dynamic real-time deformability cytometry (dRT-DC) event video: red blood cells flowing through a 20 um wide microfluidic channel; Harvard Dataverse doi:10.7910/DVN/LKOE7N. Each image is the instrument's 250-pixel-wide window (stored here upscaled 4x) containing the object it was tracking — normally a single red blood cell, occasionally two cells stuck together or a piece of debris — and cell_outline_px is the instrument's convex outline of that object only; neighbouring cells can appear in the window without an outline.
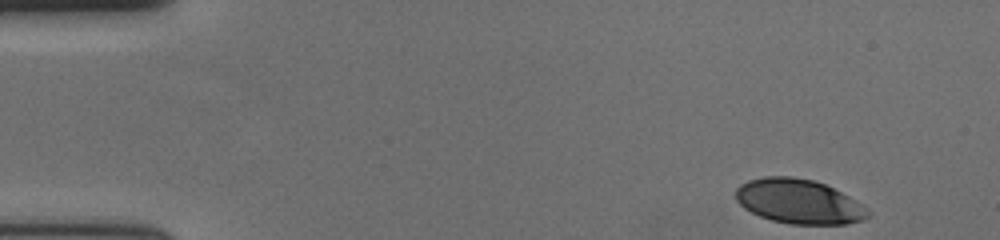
{"species": "human", "species_latin": "Homo sapiens", "temperature_condition": "cold", "stored_images_in_passage": 53, "camera_frame_rate_fps": 3000, "um_per_image_px": 0.085, "donor": {"sex": "female"}, "frame": {"image": 1, "passage_image": 1, "time_ms": 0.0, "image_size_px": [1000, 240], "cell_outline_px": [[872, 212], [864, 220], [848, 224], [788, 224], [772, 220], [760, 216], [744, 208], [736, 200], [736, 188], [740, 184], [748, 180], [764, 176], [792, 176], [812, 180], [824, 184], [856, 200], [868, 208]], "centroid_in_image_um": [67.91, 17.13], "position_along_channel_um": 17.1, "area_um2": 34.39}}
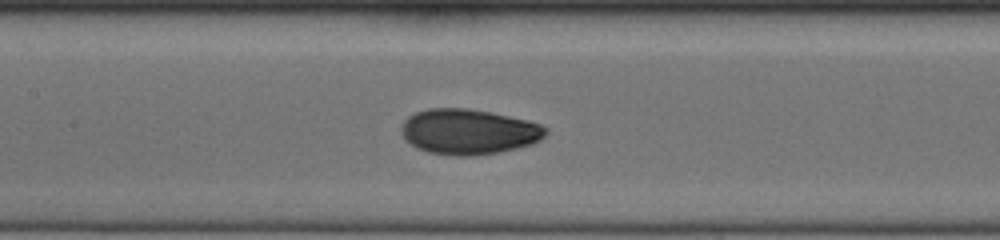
{"frame": {"image": 2, "passage_image": 23, "time_ms": 7.333, "image_size_px": [1000, 240], "cell_outline_px": [[548, 132], [540, 140], [532, 144], [516, 148], [496, 152], [472, 156], [456, 156], [428, 152], [416, 148], [404, 140], [400, 132], [400, 128], [404, 120], [408, 116], [416, 112], [428, 108], [468, 108], [528, 120], [540, 124], [548, 128]], "centroid_in_image_um": [39.8, 11.19], "position_along_channel_um": 167.6, "area_um2": 38.32}}
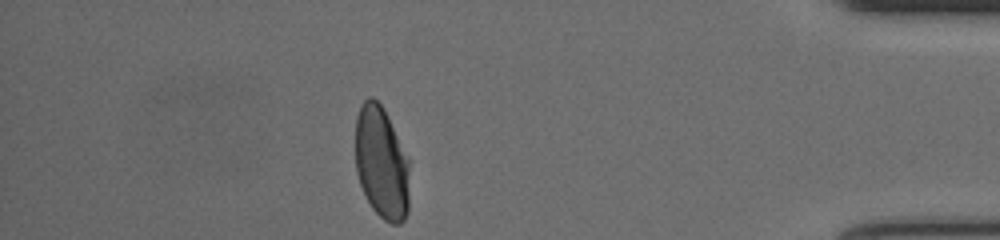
{"frame": {"image": 3, "passage_image": 46, "time_ms": 15.0, "image_size_px": [1000, 240], "cell_outline_px": [[408, 212], [404, 220], [400, 224], [392, 224], [384, 220], [372, 208], [360, 184], [356, 172], [356, 116], [360, 104], [368, 96], [372, 96], [384, 108], [408, 160]], "centroid_in_image_um": [32.41, 13.83], "position_along_channel_um": 402.8, "area_um2": 35.32}, "authors_computed_cell_mechanics": {"area_um2": 36.414, "velocity_mm_per_s": 3.6461, "shape_relaxation_time_tau1_ms": 5.1659, "shape_relaxation_time_tau2_ms": null, "deformation_change_tau1": 0.1691, "deformation_change_tau2": null}}